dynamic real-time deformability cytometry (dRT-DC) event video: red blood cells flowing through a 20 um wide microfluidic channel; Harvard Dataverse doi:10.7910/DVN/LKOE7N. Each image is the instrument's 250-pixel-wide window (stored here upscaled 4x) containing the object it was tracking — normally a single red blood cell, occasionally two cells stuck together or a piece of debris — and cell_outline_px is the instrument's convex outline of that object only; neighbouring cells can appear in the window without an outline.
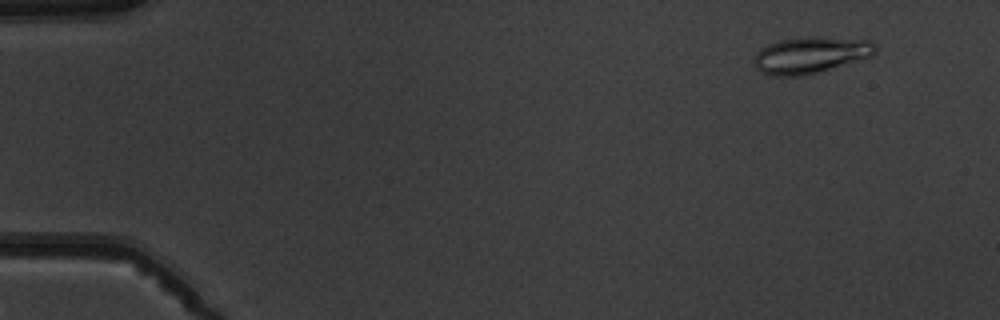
{"species": "common noctule bat (a hibernating species)", "species_latin": "Nyctalus noctula", "temperature_condition": "warm", "stored_images_in_passage": 8, "camera_frame_rate_fps": 3000, "um_per_image_px": 0.085, "animal": {"sex": "male", "body_mass_g": 19.5, "forearm_length_mm": 54.6}, "frame": {"image": 1, "passage_image": 2, "time_ms": 1.333, "image_size_px": [1000, 320], "cell_outline_px": [[876, 52], [872, 56], [804, 76], [768, 76], [760, 72], [752, 64], [752, 56], [760, 48], [768, 44], [780, 40], [804, 36], [824, 36], [868, 40], [876, 44]], "centroid_in_image_um": [68.83, 4.67], "position_along_channel_um": 16.2, "area_um2": 26.36}}
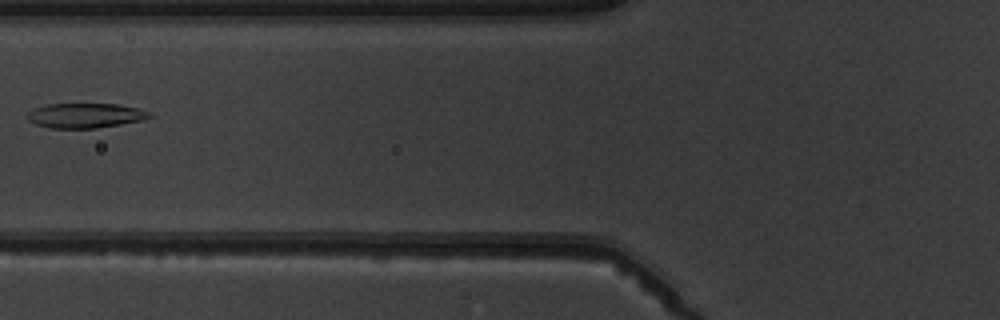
{"frame": {"image": 2, "passage_image": 7, "time_ms": 7.0, "image_size_px": [1000, 320], "cell_outline_px": [[152, 116], [144, 120], [96, 128], [48, 128], [36, 124], [28, 120], [24, 116], [28, 112], [36, 108], [48, 104], [116, 104], [136, 108], [148, 112]], "centroid_in_image_um": [7.2, 9.82], "position_along_channel_um": 118.6, "area_um2": 17.51}}
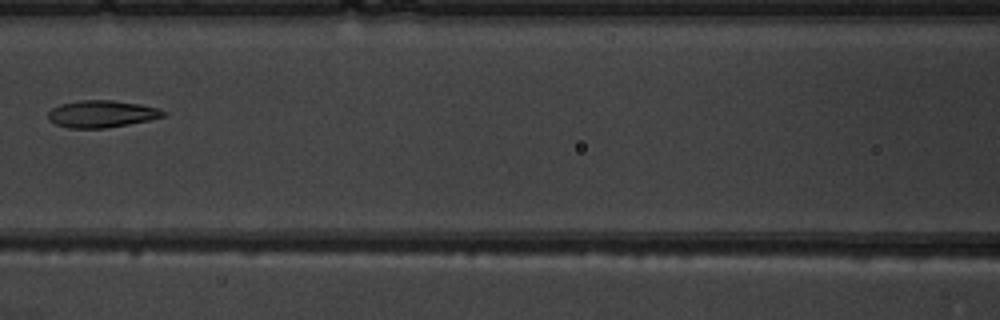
{"frame": {"image": 3, "passage_image": 8, "time_ms": 8.0, "image_size_px": [1000, 320], "cell_outline_px": [[168, 116], [128, 124], [104, 128], [68, 128], [56, 124], [48, 120], [48, 112], [52, 108], [60, 104], [80, 100], [112, 100], [140, 104], [156, 108], [168, 112]], "centroid_in_image_um": [8.65, 9.68], "position_along_channel_um": 158.0, "area_um2": 18.21}}